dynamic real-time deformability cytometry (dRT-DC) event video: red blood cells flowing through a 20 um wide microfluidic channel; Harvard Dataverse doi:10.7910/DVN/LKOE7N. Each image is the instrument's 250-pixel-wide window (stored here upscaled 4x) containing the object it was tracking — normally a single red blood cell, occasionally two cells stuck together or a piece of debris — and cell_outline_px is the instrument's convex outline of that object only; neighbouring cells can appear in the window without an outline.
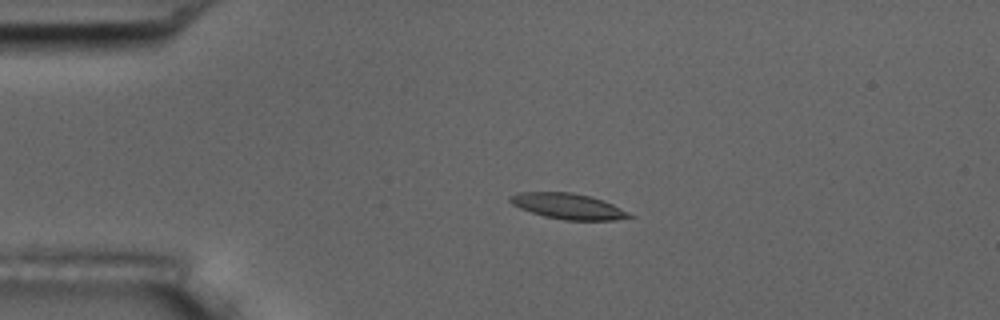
{"species": "common noctule bat (a hibernating species)", "species_latin": "Nyctalus noctula", "temperature_condition": "room temperature", "stored_images_in_passage": 4, "camera_frame_rate_fps": 3000, "um_per_image_px": 0.085, "animal": {"sex": "male", "body_mass_g": 17.5, "forearm_length_mm": 52.3}, "frame": {"image": 1, "passage_image": 3, "time_ms": 3.333, "image_size_px": [1000, 320], "cell_outline_px": [[632, 216], [616, 220], [564, 220], [544, 216], [520, 208], [512, 204], [508, 200], [508, 196], [520, 192], [572, 192], [604, 200], [628, 212]], "centroid_in_image_um": [48.25, 17.52], "position_along_channel_um": 36.8, "area_um2": 17.69}}